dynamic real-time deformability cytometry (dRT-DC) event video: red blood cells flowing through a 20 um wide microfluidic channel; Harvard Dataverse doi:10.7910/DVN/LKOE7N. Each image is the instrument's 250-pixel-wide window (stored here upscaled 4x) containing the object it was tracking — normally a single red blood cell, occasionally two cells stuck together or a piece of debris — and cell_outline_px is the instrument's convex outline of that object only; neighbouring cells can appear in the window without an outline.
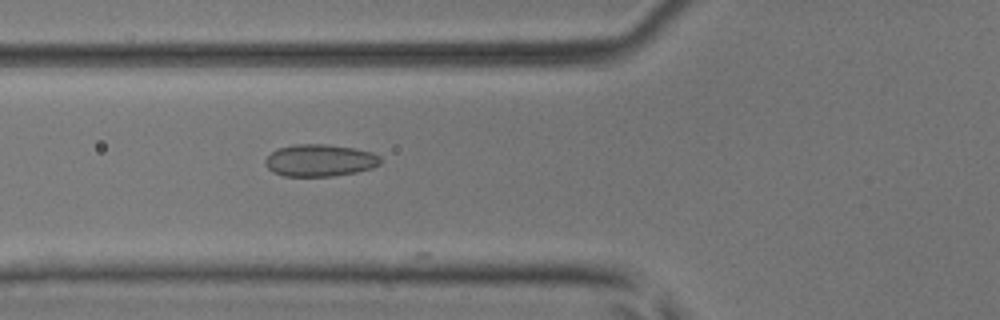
{"species": "common noctule bat (a hibernating species)", "species_latin": "Nyctalus noctula", "temperature_condition": "room temperature", "stored_images_in_passage": 23, "camera_frame_rate_fps": 3000, "um_per_image_px": 0.085, "animal": {"sex": "male", "body_mass_g": 17.9, "forearm_length_mm": 54.2}, "frame": {"image": 1, "passage_image": 19, "time_ms": 6.0, "image_size_px": [1000, 320], "cell_outline_px": [[380, 164], [372, 168], [356, 172], [332, 176], [284, 176], [272, 172], [268, 168], [264, 160], [272, 152], [280, 148], [292, 144], [324, 144], [356, 148], [372, 152], [380, 156]], "centroid_in_image_um": [27.19, 13.63], "position_along_channel_um": 98.6, "area_um2": 21.56}}
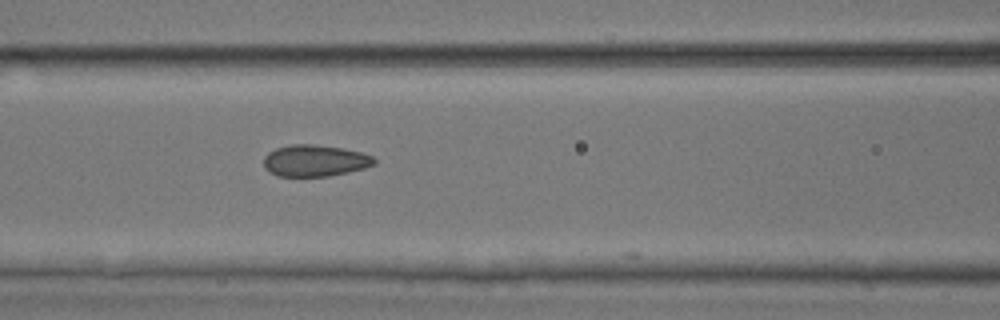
{"frame": {"image": 2, "passage_image": 22, "time_ms": 7.0, "image_size_px": [1000, 320], "cell_outline_px": [[376, 164], [364, 168], [348, 172], [328, 176], [276, 176], [268, 172], [264, 168], [264, 156], [268, 152], [276, 148], [292, 144], [312, 144], [344, 148], [360, 152], [372, 156], [376, 160]], "centroid_in_image_um": [26.74, 13.66], "position_along_channel_um": 139.9, "area_um2": 20.46}}